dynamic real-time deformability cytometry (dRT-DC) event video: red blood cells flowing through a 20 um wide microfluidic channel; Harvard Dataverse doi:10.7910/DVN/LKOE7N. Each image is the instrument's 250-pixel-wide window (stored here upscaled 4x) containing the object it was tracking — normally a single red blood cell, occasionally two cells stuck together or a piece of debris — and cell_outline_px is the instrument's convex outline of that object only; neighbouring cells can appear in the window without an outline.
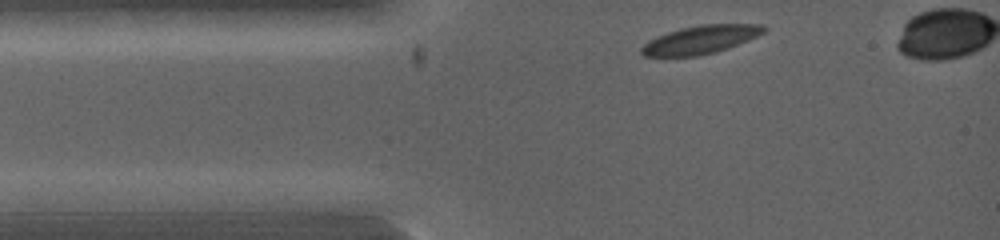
{"species": "common noctule bat (a hibernating species)", "species_latin": "Nyctalus noctula", "temperature_condition": "warm", "stored_images_in_passage": 18, "camera_frame_rate_fps": 5000, "um_per_image_px": 0.085, "animal": {"sex": "female", "body_mass_g": 19.0, "forearm_length_mm": 53.3}, "frame": {"image": 1, "passage_image": 1, "time_ms": 0.0, "image_size_px": [1000, 240], "cell_outline_px": [[768, 28], [764, 32], [748, 40], [728, 48], [716, 52], [696, 56], [644, 56], [640, 52], [640, 48], [648, 40], [656, 36], [680, 28], [700, 24], [764, 24]], "centroid_in_image_um": [59.54, 3.36], "position_along_channel_um": 25.5, "area_um2": 20.23}}
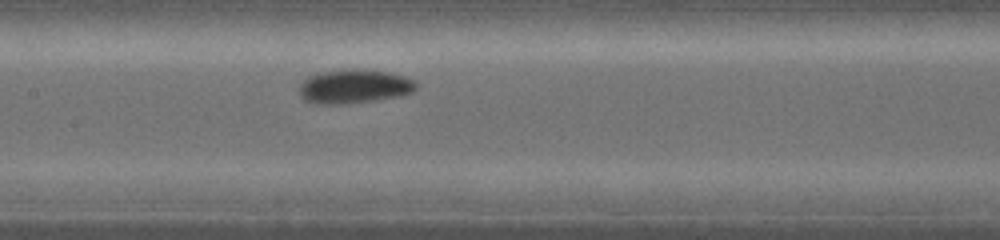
{"frame": {"image": 2, "passage_image": 9, "time_ms": 3.0, "image_size_px": [1000, 240], "cell_outline_px": [[420, 84], [412, 92], [400, 96], [348, 104], [312, 104], [304, 100], [300, 96], [300, 84], [308, 76], [324, 72], [348, 68], [352, 68], [388, 72], [404, 76], [416, 80]], "centroid_in_image_um": [30.12, 7.35], "position_along_channel_um": 177.3, "area_um2": 23.41}}
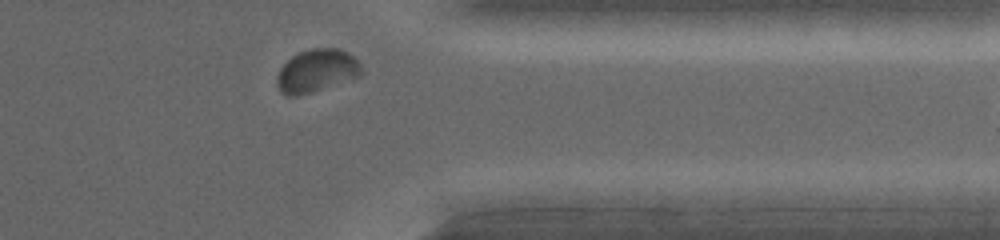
{"frame": {"image": 3, "passage_image": 17, "time_ms": 6.6, "image_size_px": [1000, 240], "cell_outline_px": [[364, 72], [360, 76], [352, 80], [312, 92], [296, 96], [288, 96], [280, 92], [276, 84], [276, 76], [280, 68], [292, 56], [300, 52], [312, 48], [340, 48], [348, 52], [360, 64]], "centroid_in_image_um": [26.93, 6.03], "position_along_channel_um": 384.5, "area_um2": 21.39}}